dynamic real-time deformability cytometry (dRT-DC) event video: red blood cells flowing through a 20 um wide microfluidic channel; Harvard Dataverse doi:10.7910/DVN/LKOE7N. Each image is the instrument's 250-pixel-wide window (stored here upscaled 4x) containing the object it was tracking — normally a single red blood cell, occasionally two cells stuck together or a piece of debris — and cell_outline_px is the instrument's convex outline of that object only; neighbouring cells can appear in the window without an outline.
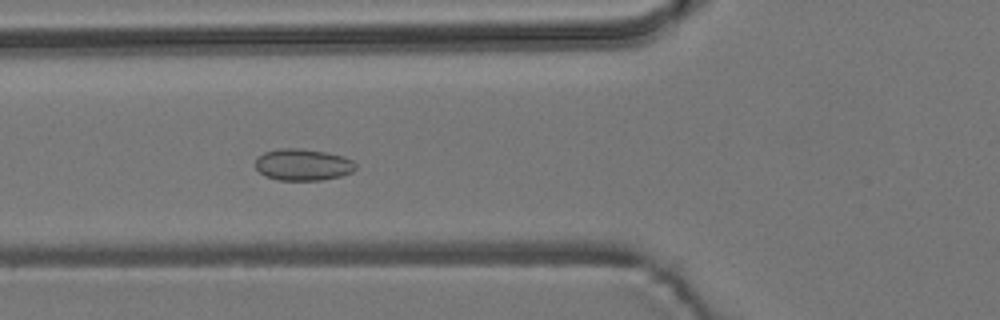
{"species": "common noctule bat (a hibernating species)", "species_latin": "Nyctalus noctula", "temperature_condition": "room temperature", "stored_images_in_passage": 49, "camera_frame_rate_fps": 3000, "um_per_image_px": 0.085, "animal": {"sex": "male", "body_mass_g": 19.2, "forearm_length_mm": 51.8}, "frame": {"image": 1, "passage_image": 14, "time_ms": 4.333, "image_size_px": [1000, 320], "cell_outline_px": [[356, 168], [352, 172], [340, 176], [320, 180], [280, 180], [264, 176], [256, 168], [256, 160], [264, 152], [280, 148], [304, 148], [328, 152], [344, 156], [352, 160], [356, 164]], "centroid_in_image_um": [25.77, 13.99], "position_along_channel_um": 100.0, "area_um2": 18.61}}
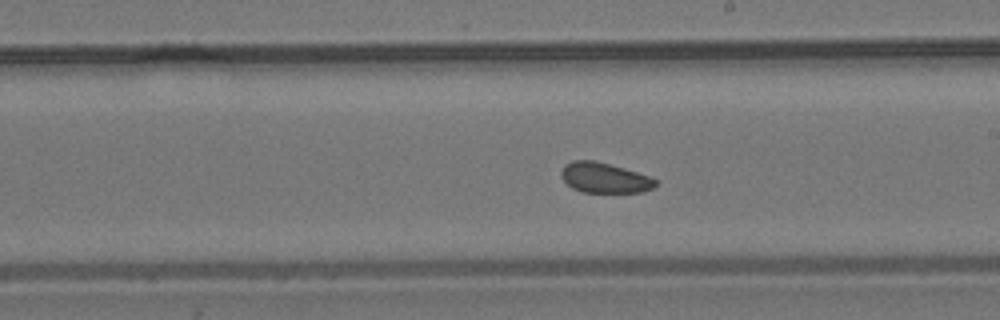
{"frame": {"image": 2, "passage_image": 25, "time_ms": 8.0, "image_size_px": [1000, 320], "cell_outline_px": [[660, 184], [644, 192], [584, 192], [572, 188], [560, 176], [560, 172], [564, 164], [572, 160], [596, 160], [624, 168], [660, 180]], "centroid_in_image_um": [51.4, 15.1], "position_along_channel_um": 237.6, "area_um2": 16.82}}
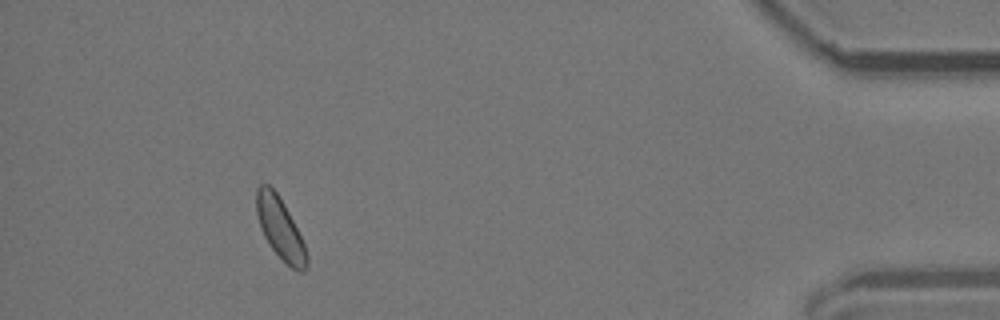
{"frame": {"image": 3, "passage_image": 44, "time_ms": 14.333, "image_size_px": [1000, 320], "cell_outline_px": [[308, 264], [304, 272], [300, 272], [292, 268], [268, 244], [260, 228], [256, 212], [256, 188], [260, 184], [268, 184], [276, 192], [284, 204], [304, 244], [308, 256]], "centroid_in_image_um": [23.79, 19.41], "position_along_channel_um": 411.4, "area_um2": 17.69}, "authors_computed_cell_mechanics": {"area_um2": 17.8602, "velocity_mm_per_s": 3.748, "shape_relaxation_time_tau1_ms": null, "shape_relaxation_time_tau2_ms": 3.6337, "deformation_change_tau1": null, "deformation_change_tau2": 0.0794}}